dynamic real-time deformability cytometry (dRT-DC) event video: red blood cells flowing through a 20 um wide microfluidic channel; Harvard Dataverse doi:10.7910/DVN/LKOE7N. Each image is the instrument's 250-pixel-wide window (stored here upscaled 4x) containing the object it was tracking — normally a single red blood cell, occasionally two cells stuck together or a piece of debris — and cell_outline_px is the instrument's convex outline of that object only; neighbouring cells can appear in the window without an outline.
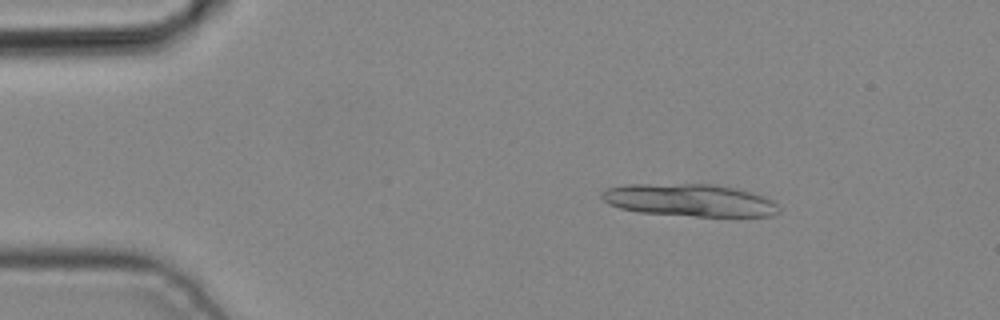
{"species": "common noctule bat (a hibernating species)", "species_latin": "Nyctalus noctula", "temperature_condition": "cold", "stored_images_in_passage": 4, "camera_frame_rate_fps": 3000, "um_per_image_px": 0.085, "animal": {"sex": "male", "body_mass_g": 19.2, "forearm_length_mm": 51.8}, "frame": {"image": 1, "passage_image": 2, "time_ms": 0.333, "image_size_px": [1000, 320], "cell_outline_px": [[780, 212], [772, 216], [696, 216], [640, 212], [620, 208], [608, 204], [600, 196], [600, 192], [608, 188], [624, 184], [716, 184], [752, 192], [764, 196], [772, 200], [780, 208]], "centroid_in_image_um": [58.62, 17.01], "position_along_channel_um": 26.4, "area_um2": 33.58}}